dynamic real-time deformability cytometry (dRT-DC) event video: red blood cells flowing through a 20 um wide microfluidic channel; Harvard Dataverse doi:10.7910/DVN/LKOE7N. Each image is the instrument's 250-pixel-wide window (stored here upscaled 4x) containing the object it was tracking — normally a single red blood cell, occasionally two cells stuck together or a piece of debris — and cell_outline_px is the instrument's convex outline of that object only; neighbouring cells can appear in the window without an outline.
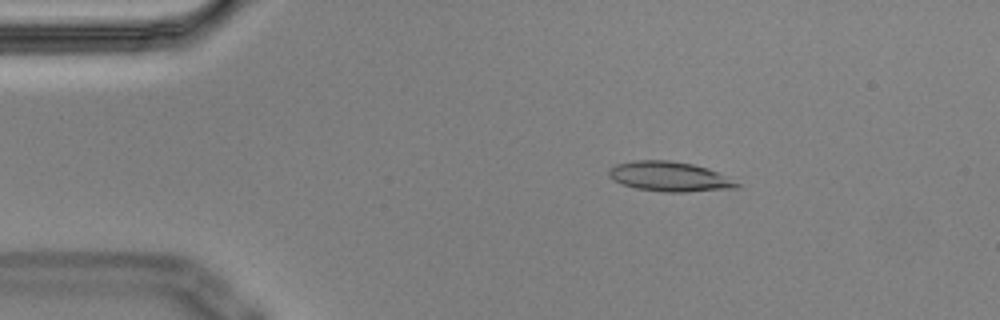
{"species": "Egyptian fruit bat (a non-hibernating species)", "species_latin": "Rousettus aegyptiacus", "temperature_condition": "cold", "stored_images_in_passage": 6, "camera_frame_rate_fps": 3000, "um_per_image_px": 0.085, "animal": {"sex": "male"}, "frame": {"image": 1, "passage_image": 3, "time_ms": 0.667, "image_size_px": [1000, 320], "cell_outline_px": [[740, 184], [736, 188], [688, 192], [664, 192], [636, 188], [612, 180], [608, 176], [608, 168], [616, 164], [632, 160], [668, 160], [692, 164], [708, 168]], "centroid_in_image_um": [56.84, 15.0], "position_along_channel_um": 28.2, "area_um2": 22.14}}
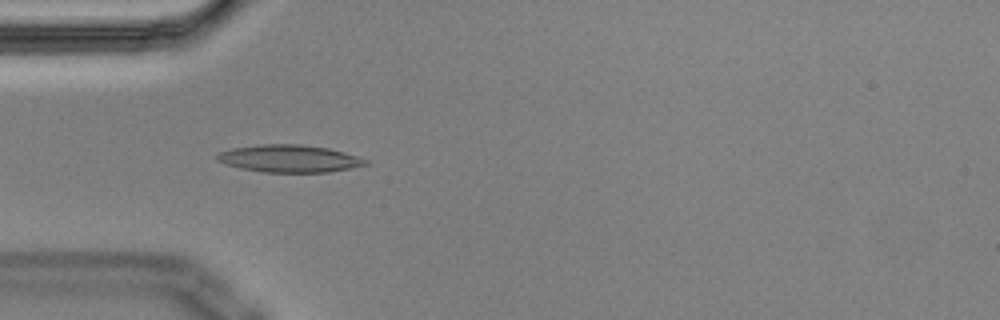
{"frame": {"image": 2, "passage_image": 5, "time_ms": 1.333, "image_size_px": [1000, 320], "cell_outline_px": [[372, 164], [328, 172], [264, 172], [240, 168], [224, 164], [216, 160], [216, 156], [220, 152], [232, 148], [264, 144], [300, 144], [328, 148], [344, 152], [368, 160]], "centroid_in_image_um": [24.6, 13.48], "position_along_channel_um": 60.4, "area_um2": 23.7}}